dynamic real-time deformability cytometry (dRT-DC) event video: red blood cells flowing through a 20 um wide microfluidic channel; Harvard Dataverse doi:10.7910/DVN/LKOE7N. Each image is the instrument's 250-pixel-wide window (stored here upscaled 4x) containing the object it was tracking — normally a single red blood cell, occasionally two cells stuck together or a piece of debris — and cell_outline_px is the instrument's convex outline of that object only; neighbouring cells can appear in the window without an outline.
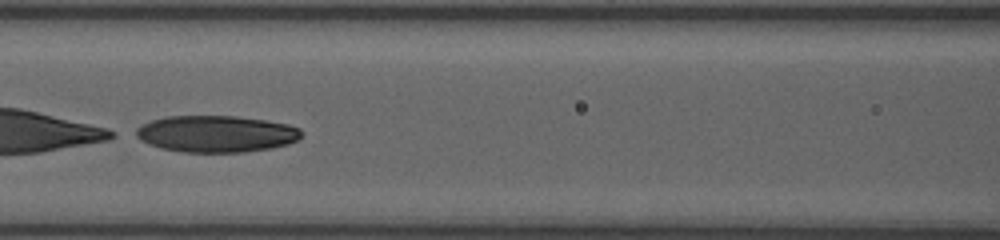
{"species": "human", "species_latin": "Homo sapiens", "temperature_condition": "room temperature", "stored_images_in_passage": 39, "camera_frame_rate_fps": 3000, "um_per_image_px": 0.085, "donor": {"sex": "female"}, "frame": {"image": 1, "passage_image": 12, "time_ms": 3.667, "image_size_px": [1000, 240], "cell_outline_px": [[304, 132], [296, 140], [288, 144], [272, 148], [244, 152], [184, 152], [160, 148], [148, 144], [132, 136], [128, 132], [152, 120], [164, 116], [236, 116], [264, 120], [288, 124], [300, 128]], "centroid_in_image_um": [18.31, 11.38], "position_along_channel_um": 148.3, "area_um2": 35.78}}
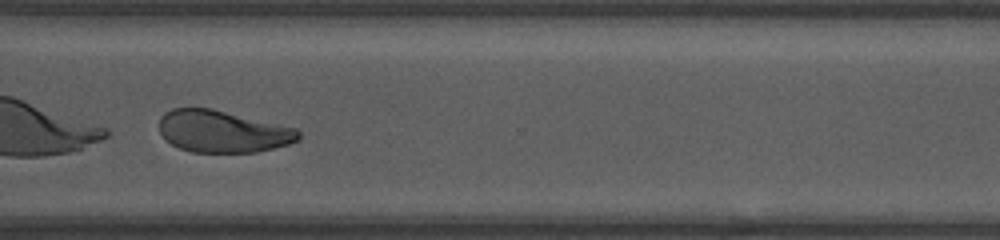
{"frame": {"image": 2, "passage_image": 28, "time_ms": 9.0, "image_size_px": [1000, 240], "cell_outline_px": [[300, 140], [288, 144], [256, 152], [192, 152], [180, 148], [172, 144], [160, 132], [160, 116], [164, 112], [172, 108], [212, 108], [296, 128], [300, 132]], "centroid_in_image_um": [18.93, 11.16], "position_along_channel_um": 351.7, "area_um2": 33.99}, "authors_computed_cell_mechanics": {"area_um2": 36.125, "velocity_mm_per_s": 3.824, "shape_relaxation_time_tau1_ms": 1.5893, "shape_relaxation_time_tau2_ms": 3.0413, "deformation_change_tau1": 0.2795, "deformation_change_tau2": 0.0953}}